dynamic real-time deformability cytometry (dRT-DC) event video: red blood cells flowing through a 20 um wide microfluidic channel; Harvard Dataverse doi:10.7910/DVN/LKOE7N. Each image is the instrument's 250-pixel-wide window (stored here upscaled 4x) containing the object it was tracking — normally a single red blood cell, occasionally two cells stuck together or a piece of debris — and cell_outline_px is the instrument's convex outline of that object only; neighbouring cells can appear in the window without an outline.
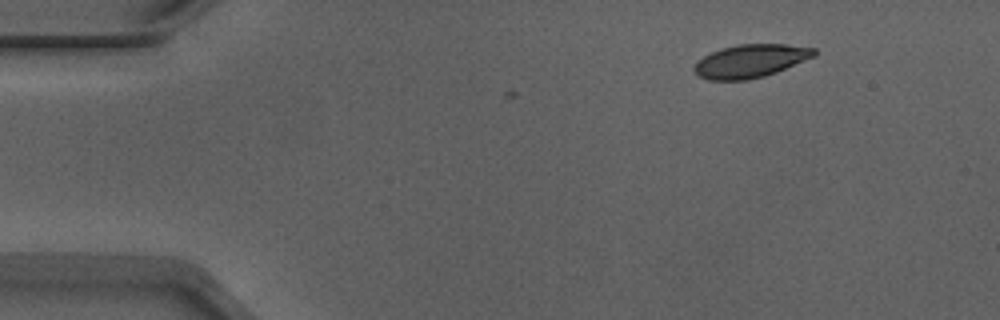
{"species": "Egyptian fruit bat (a non-hibernating species)", "species_latin": "Rousettus aegyptiacus", "temperature_condition": "warm", "stored_images_in_passage": 2, "camera_frame_rate_fps": 3000, "um_per_image_px": 0.085, "animal": {"sex": "male"}, "frame": {"image": 1, "passage_image": 2, "time_ms": 0.333, "image_size_px": [1000, 320], "cell_outline_px": [[816, 56], [776, 72], [764, 76], [748, 80], [708, 80], [700, 76], [692, 68], [696, 60], [720, 48], [736, 44], [784, 44], [816, 48]], "centroid_in_image_um": [63.78, 5.18], "position_along_channel_um": 21.2, "area_um2": 23.29}}